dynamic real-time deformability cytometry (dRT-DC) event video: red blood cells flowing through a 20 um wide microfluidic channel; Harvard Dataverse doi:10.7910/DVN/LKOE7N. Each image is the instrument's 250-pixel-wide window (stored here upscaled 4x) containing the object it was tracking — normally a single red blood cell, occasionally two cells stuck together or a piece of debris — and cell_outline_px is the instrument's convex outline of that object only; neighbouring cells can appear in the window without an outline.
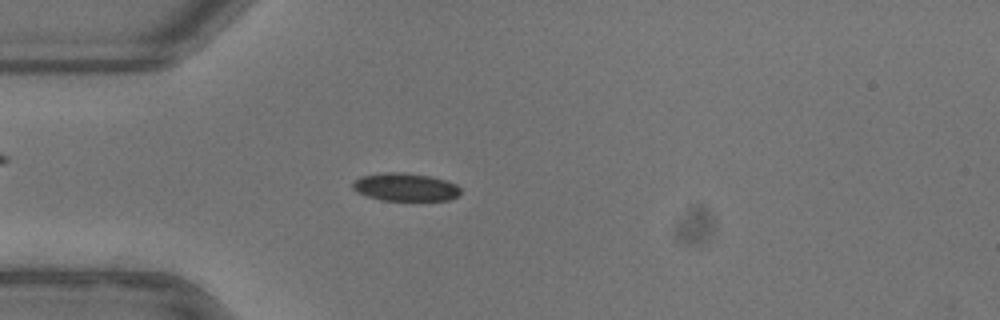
{"species": "common noctule bat (a hibernating species)", "species_latin": "Nyctalus noctula", "temperature_condition": "warm", "stored_images_in_passage": 49, "camera_frame_rate_fps": 3000, "um_per_image_px": 0.085, "animal": {"sex": "female"}, "frame": {"image": 1, "passage_image": 11, "time_ms": 3.333, "image_size_px": [1000, 320], "cell_outline_px": [[460, 196], [448, 200], [380, 200], [356, 192], [352, 188], [352, 184], [360, 176], [384, 172], [404, 172], [428, 176], [444, 180], [456, 184], [460, 188]], "centroid_in_image_um": [34.44, 15.9], "position_along_channel_um": 50.6, "area_um2": 17.57}}
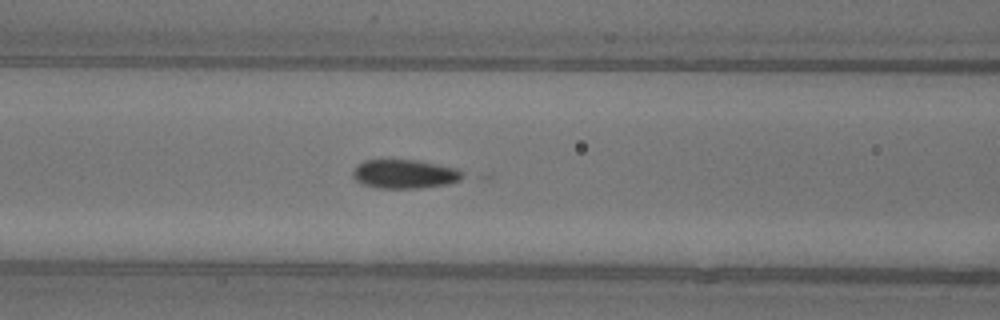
{"frame": {"image": 2, "passage_image": 18, "time_ms": 5.667, "image_size_px": [1000, 320], "cell_outline_px": [[464, 172], [460, 180], [448, 184], [420, 188], [376, 188], [364, 184], [356, 180], [352, 176], [352, 168], [356, 164], [364, 160], [416, 160], [456, 168]], "centroid_in_image_um": [34.35, 14.79], "position_along_channel_um": 132.2, "area_um2": 18.55}}
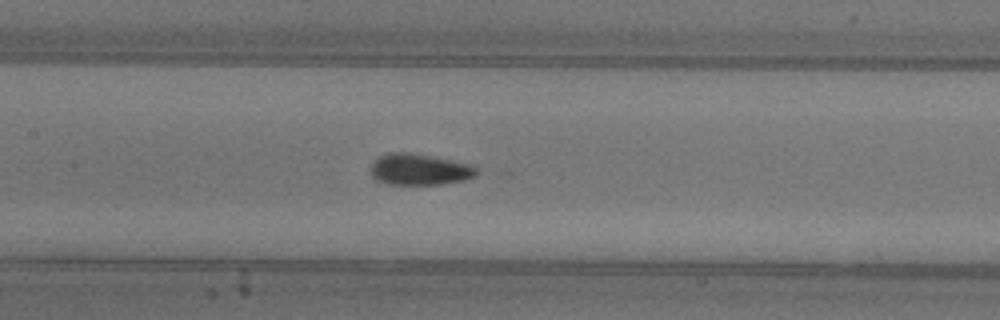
{"frame": {"image": 3, "passage_image": 21, "time_ms": 6.667, "image_size_px": [1000, 320], "cell_outline_px": [[480, 172], [476, 176], [464, 180], [440, 184], [388, 184], [376, 180], [372, 176], [372, 164], [380, 156], [388, 152], [408, 152], [432, 156], [476, 164]], "centroid_in_image_um": [35.74, 14.39], "position_along_channel_um": 171.7, "area_um2": 19.54}, "authors_computed_cell_mechanics": {"area_um2": 18.0914, "velocity_mm_per_s": 3.9289, "shape_relaxation_time_tau1_ms": 4.8814, "shape_relaxation_time_tau2_ms": null, "deformation_change_tau1": 0.1357, "deformation_change_tau2": null}}